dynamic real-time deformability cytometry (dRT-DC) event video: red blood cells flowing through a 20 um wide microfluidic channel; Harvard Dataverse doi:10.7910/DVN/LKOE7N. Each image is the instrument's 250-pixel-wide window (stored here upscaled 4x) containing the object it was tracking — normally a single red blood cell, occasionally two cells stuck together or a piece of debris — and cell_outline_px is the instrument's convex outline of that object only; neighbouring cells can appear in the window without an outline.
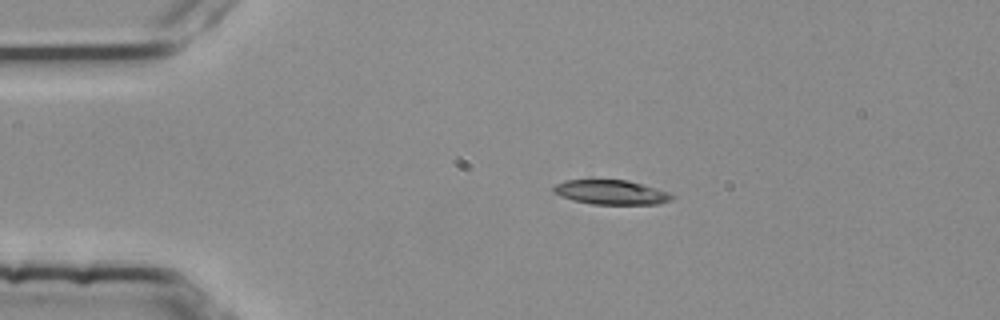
{"species": "common noctule bat (a hibernating species)", "species_latin": "Nyctalus noctula", "temperature_condition": "room temperature", "stored_images_in_passage": 2, "camera_frame_rate_fps": 3000, "um_per_image_px": 0.085, "animal": {"sex": "female", "body_mass_g": 25.1}, "frame": {"image": 1, "passage_image": 1, "time_ms": 0.0, "image_size_px": [1000, 320], "cell_outline_px": [[676, 196], [672, 200], [660, 204], [592, 204], [572, 200], [560, 196], [552, 192], [552, 188], [556, 184], [564, 180], [592, 176], [628, 180], [656, 188], [668, 192]], "centroid_in_image_um": [51.87, 16.29], "position_along_channel_um": 33.1, "area_um2": 17.92}}